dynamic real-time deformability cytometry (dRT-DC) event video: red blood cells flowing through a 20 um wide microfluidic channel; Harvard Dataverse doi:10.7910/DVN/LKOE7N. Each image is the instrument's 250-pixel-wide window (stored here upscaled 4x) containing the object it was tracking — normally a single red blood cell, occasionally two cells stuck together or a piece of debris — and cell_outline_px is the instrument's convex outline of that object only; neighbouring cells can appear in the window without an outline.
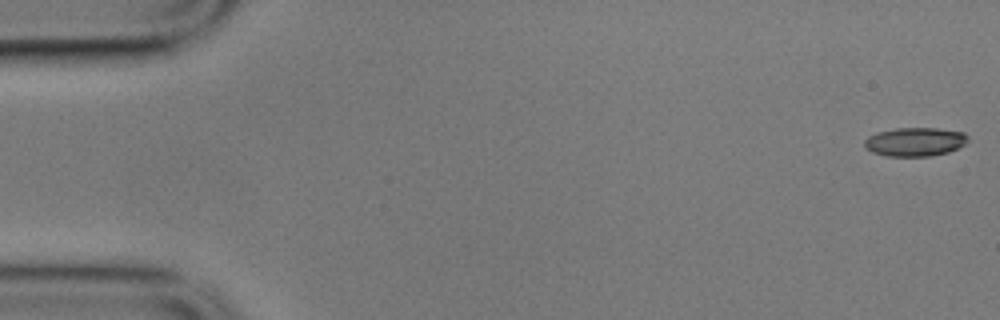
{"species": "common noctule bat (a hibernating species)", "species_latin": "Nyctalus noctula", "temperature_condition": "cold", "stored_images_in_passage": 21, "camera_frame_rate_fps": 3000, "um_per_image_px": 0.085, "animal": {"sex": "male", "body_mass_g": 17.9}, "frame": {"image": 1, "passage_image": 1, "time_ms": 0.0, "image_size_px": [1000, 320], "cell_outline_px": [[968, 140], [964, 144], [948, 152], [928, 156], [884, 156], [872, 152], [864, 144], [864, 140], [868, 136], [876, 132], [896, 128], [936, 128], [964, 132], [968, 136]], "centroid_in_image_um": [77.76, 12.05], "position_along_channel_um": 7.2, "area_um2": 17.28}}
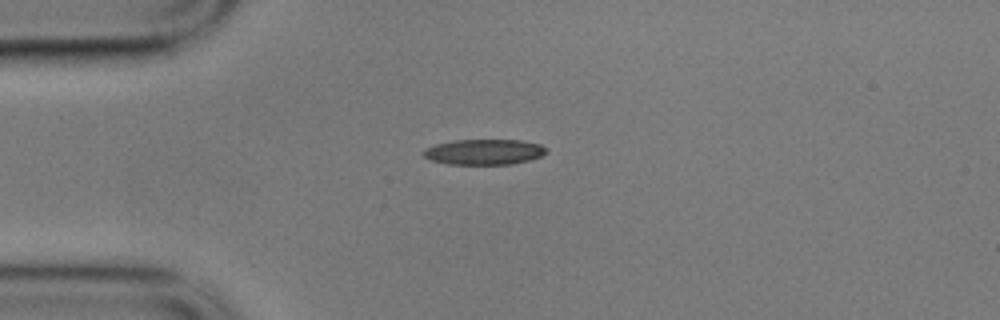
{"frame": {"image": 2, "passage_image": 14, "time_ms": 4.333, "image_size_px": [1000, 320], "cell_outline_px": [[548, 152], [540, 156], [528, 160], [512, 164], [448, 164], [432, 160], [424, 156], [420, 152], [424, 148], [436, 144], [452, 140], [520, 140], [540, 144], [548, 148]], "centroid_in_image_um": [41.14, 12.9], "position_along_channel_um": 43.9, "area_um2": 18.32}}